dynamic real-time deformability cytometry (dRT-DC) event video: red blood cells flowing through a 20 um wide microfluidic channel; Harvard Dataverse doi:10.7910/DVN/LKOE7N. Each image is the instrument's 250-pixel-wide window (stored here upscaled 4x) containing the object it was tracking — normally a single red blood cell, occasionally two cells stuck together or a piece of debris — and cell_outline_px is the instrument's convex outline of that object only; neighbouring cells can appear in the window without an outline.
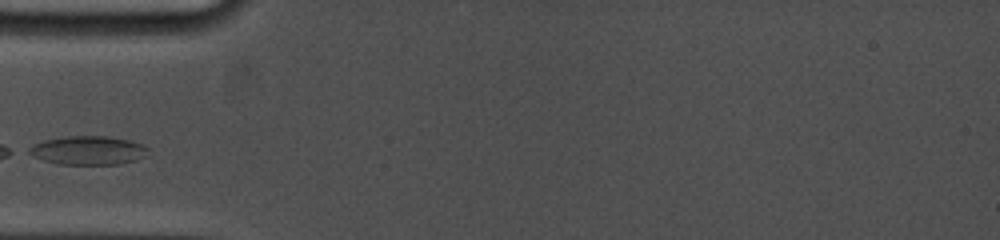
{"species": "common noctule bat (a hibernating species)", "species_latin": "Nyctalus noctula", "temperature_condition": "cold", "stored_images_in_passage": 13, "camera_frame_rate_fps": 5000, "um_per_image_px": 0.085, "animal": {"sex": "female", "body_mass_g": 19.0, "forearm_length_mm": 53.3}, "frame": {"image": 1, "passage_image": 1, "time_ms": 0.0, "image_size_px": [1000, 240], "cell_outline_px": [[148, 148], [144, 156], [136, 160], [116, 164], [56, 164], [32, 156], [24, 152], [24, 148], [32, 144], [44, 140], [68, 136], [108, 136], [128, 140], [140, 144]], "centroid_in_image_um": [7.37, 12.78], "position_along_channel_um": 77.6, "area_um2": 20.0}}
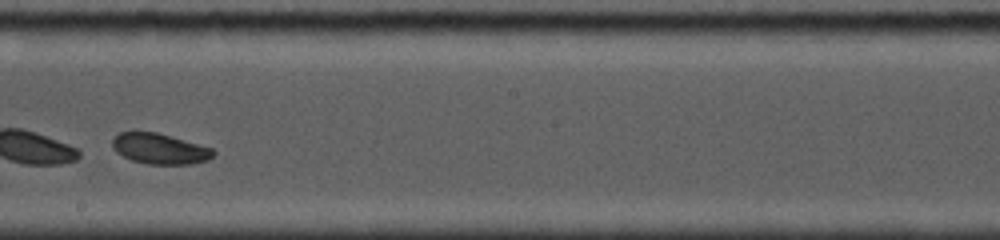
{"frame": {"image": 2, "passage_image": 11, "time_ms": 4.2, "image_size_px": [1000, 240], "cell_outline_px": [[216, 152], [208, 160], [192, 164], [148, 164], [132, 160], [116, 152], [112, 148], [112, 140], [120, 132], [156, 132], [212, 148]], "centroid_in_image_um": [13.58, 12.65], "position_along_channel_um": 234.6, "area_um2": 17.8}}